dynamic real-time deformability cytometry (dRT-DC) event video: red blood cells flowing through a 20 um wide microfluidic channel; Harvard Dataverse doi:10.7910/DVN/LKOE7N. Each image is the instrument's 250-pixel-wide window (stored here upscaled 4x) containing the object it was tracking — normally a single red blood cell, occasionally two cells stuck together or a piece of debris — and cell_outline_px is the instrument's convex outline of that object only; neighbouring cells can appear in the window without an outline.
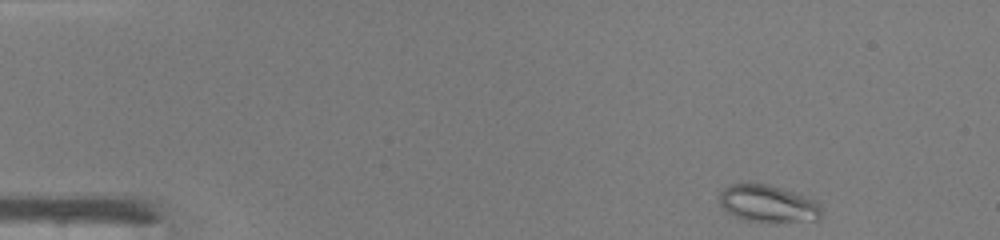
{"species": "common noctule bat (a hibernating species)", "species_latin": "Nyctalus noctula", "temperature_condition": "warm", "stored_images_in_passage": 43, "camera_frame_rate_fps": 3000, "um_per_image_px": 0.085, "animal": {"sex": "male", "body_mass_g": 19.0, "forearm_length_mm": 50.8}, "frame": {"image": 1, "passage_image": 1, "time_ms": 0.0, "image_size_px": [1000, 240], "cell_outline_px": [[820, 220], [772, 224], [768, 224], [744, 220], [728, 212], [720, 204], [720, 192], [728, 184], [768, 184], [792, 192], [812, 200], [820, 204]], "centroid_in_image_um": [65.27, 17.36], "position_along_channel_um": 19.7, "area_um2": 22.31}}
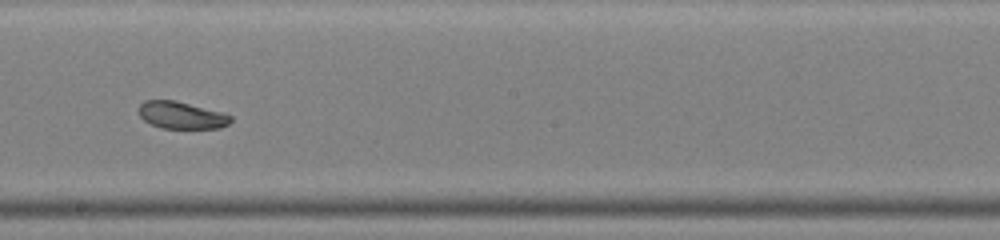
{"frame": {"image": 2, "passage_image": 23, "time_ms": 7.333, "image_size_px": [1000, 240], "cell_outline_px": [[232, 120], [228, 124], [220, 128], [160, 128], [144, 120], [140, 116], [140, 104], [144, 100], [176, 100], [220, 112], [232, 116]], "centroid_in_image_um": [15.42, 9.79], "position_along_channel_um": 232.8, "area_um2": 14.39}}
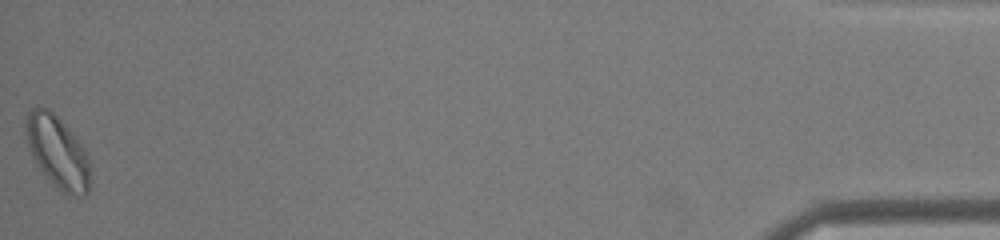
{"frame": {"image": 3, "passage_image": 43, "time_ms": 14.0, "image_size_px": [1000, 240], "cell_outline_px": [[88, 192], [84, 196], [64, 192], [48, 180], [32, 160], [24, 132], [24, 120], [28, 112], [36, 104], [48, 108], [64, 124], [88, 152]], "centroid_in_image_um": [4.81, 12.85], "position_along_channel_um": 430.4, "area_um2": 27.11}, "authors_computed_cell_mechanics": {"area_um2": 18.0336, "velocity_mm_per_s": 4.3043, "shape_relaxation_time_tau1_ms": null, "shape_relaxation_time_tau2_ms": 6.4894, "deformation_change_tau1": null, "deformation_change_tau2": 0.1132}}